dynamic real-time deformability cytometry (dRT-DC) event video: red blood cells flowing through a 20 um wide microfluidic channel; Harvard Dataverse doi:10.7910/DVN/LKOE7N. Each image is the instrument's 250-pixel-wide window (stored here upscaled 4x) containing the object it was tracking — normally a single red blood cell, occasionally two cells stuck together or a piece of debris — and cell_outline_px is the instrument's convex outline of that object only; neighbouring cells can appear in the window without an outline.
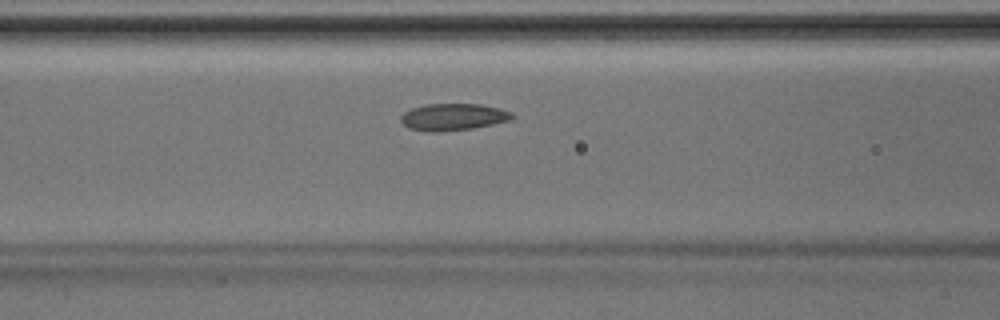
{"species": "Egyptian fruit bat (a non-hibernating species)", "species_latin": "Rousettus aegyptiacus", "temperature_condition": "room temperature", "stored_images_in_passage": 39, "camera_frame_rate_fps": 3000, "um_per_image_px": 0.085, "animal": {"sex": "male"}, "frame": {"image": 1, "passage_image": 13, "time_ms": 4.0, "image_size_px": [1000, 320], "cell_outline_px": [[516, 116], [512, 120], [472, 128], [432, 132], [408, 128], [400, 120], [400, 116], [404, 112], [412, 108], [428, 104], [480, 104], [512, 112]], "centroid_in_image_um": [38.52, 9.94], "position_along_channel_um": 128.1, "area_um2": 17.28}}
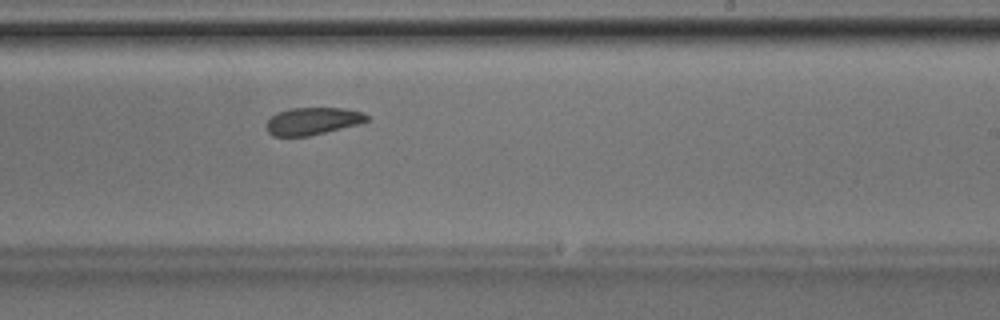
{"frame": {"image": 2, "passage_image": 22, "time_ms": 7.0, "image_size_px": [1000, 320], "cell_outline_px": [[368, 120], [356, 124], [308, 136], [272, 136], [268, 132], [264, 124], [276, 112], [292, 108], [344, 108], [364, 112], [368, 116]], "centroid_in_image_um": [26.52, 10.28], "position_along_channel_um": 262.5, "area_um2": 15.9}}
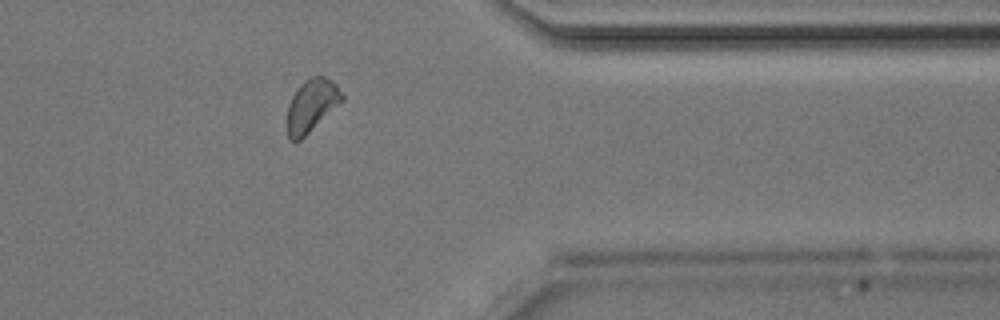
{"frame": {"image": 3, "passage_image": 31, "time_ms": 10.0, "image_size_px": [1000, 320], "cell_outline_px": [[344, 100], [300, 140], [292, 140], [288, 136], [288, 104], [296, 88], [304, 80], [312, 76], [324, 76], [332, 80], [336, 84], [344, 96]], "centroid_in_image_um": [26.5, 8.92], "position_along_channel_um": 384.9, "area_um2": 16.65}}